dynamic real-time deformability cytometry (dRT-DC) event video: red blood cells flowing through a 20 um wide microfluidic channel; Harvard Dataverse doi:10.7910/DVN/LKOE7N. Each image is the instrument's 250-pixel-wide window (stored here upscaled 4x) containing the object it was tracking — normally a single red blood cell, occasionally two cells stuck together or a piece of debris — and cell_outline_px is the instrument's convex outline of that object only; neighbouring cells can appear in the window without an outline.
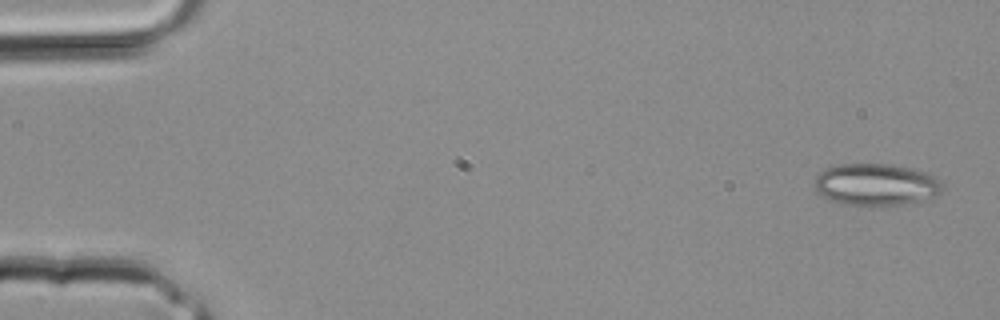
{"species": "common noctule bat (a hibernating species)", "species_latin": "Nyctalus noctula", "temperature_condition": "room temperature", "stored_images_in_passage": 4, "segment_of_instrument_passage": [2, 2], "camera_frame_rate_fps": 3000, "um_per_image_px": 0.085, "animal": {"sex": "male", "body_mass_g": 20.4}, "frame": {"image": 1, "passage_image": 4, "time_ms": 1.0, "image_size_px": [1000, 320], "cell_outline_px": [[944, 188], [936, 196], [904, 204], [884, 208], [868, 208], [840, 204], [824, 196], [812, 184], [816, 176], [820, 172], [828, 168], [840, 164], [888, 164], [908, 168], [924, 172], [932, 176], [944, 184]], "centroid_in_image_um": [74.45, 15.74], "position_along_channel_um": 10.6, "area_um2": 31.79}}